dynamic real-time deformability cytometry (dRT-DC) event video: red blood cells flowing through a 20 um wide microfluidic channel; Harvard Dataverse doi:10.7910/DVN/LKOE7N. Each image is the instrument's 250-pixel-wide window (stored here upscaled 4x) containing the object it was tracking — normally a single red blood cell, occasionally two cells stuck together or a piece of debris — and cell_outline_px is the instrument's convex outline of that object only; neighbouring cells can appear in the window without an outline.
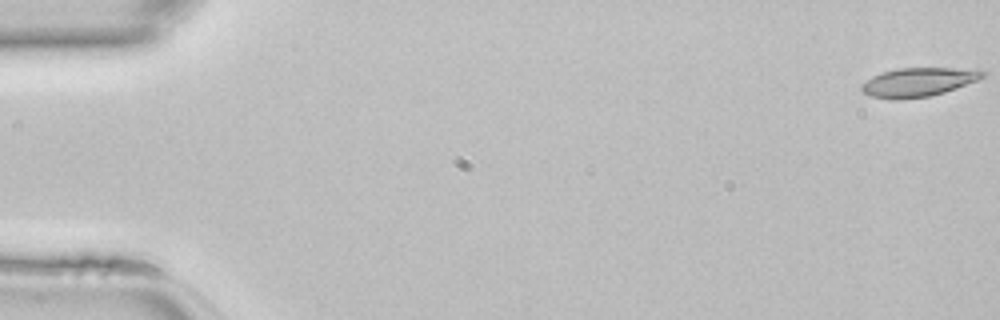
{"species": "common noctule bat (a hibernating species)", "species_latin": "Nyctalus noctula", "temperature_condition": "room temperature", "stored_images_in_passage": 13, "camera_frame_rate_fps": 3000, "um_per_image_px": 0.085, "animal": {"sex": "female", "body_mass_g": 22.7, "forearm_length_mm": 54.2}, "frame": {"image": 1, "passage_image": 1, "time_ms": 0.0, "image_size_px": [1000, 320], "cell_outline_px": [[984, 76], [980, 80], [944, 92], [928, 96], [900, 100], [892, 100], [868, 96], [860, 92], [860, 84], [872, 76], [896, 68], [980, 68], [984, 72]], "centroid_in_image_um": [78.04, 6.98], "position_along_channel_um": 7.0, "area_um2": 20.81}}
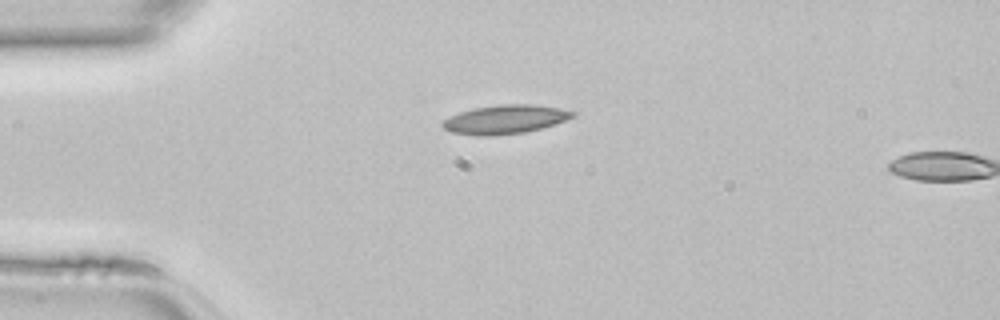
{"frame": {"image": 2, "passage_image": 12, "time_ms": 3.667, "image_size_px": [1000, 320], "cell_outline_px": [[576, 116], [540, 128], [524, 132], [492, 136], [476, 136], [452, 132], [444, 128], [440, 124], [444, 120], [460, 112], [476, 108], [500, 104], [532, 104], [560, 108], [576, 112]], "centroid_in_image_um": [42.93, 10.15], "position_along_channel_um": 42.1, "area_um2": 21.62}}